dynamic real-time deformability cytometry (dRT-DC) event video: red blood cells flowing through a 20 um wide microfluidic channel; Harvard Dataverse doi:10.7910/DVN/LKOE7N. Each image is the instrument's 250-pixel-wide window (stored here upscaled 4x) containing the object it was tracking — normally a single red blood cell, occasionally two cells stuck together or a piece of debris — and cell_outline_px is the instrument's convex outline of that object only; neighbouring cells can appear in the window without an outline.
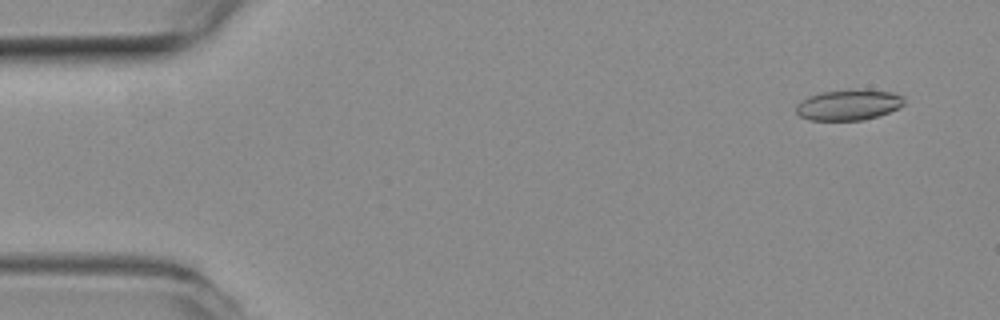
{"species": "common noctule bat (a hibernating species)", "species_latin": "Nyctalus noctula", "temperature_condition": "room temperature", "stored_images_in_passage": 56, "camera_frame_rate_fps": 3000, "um_per_image_px": 0.085, "animal": {"sex": "female", "body_mass_g": 19.3, "forearm_length_mm": 54.1}, "frame": {"image": 1, "passage_image": 4, "time_ms": 1.0, "image_size_px": [1000, 320], "cell_outline_px": [[904, 104], [900, 108], [864, 120], [808, 120], [800, 116], [796, 112], [796, 104], [800, 100], [808, 96], [820, 92], [892, 92], [904, 96]], "centroid_in_image_um": [72.08, 8.96], "position_along_channel_um": 12.9, "area_um2": 18.61}}
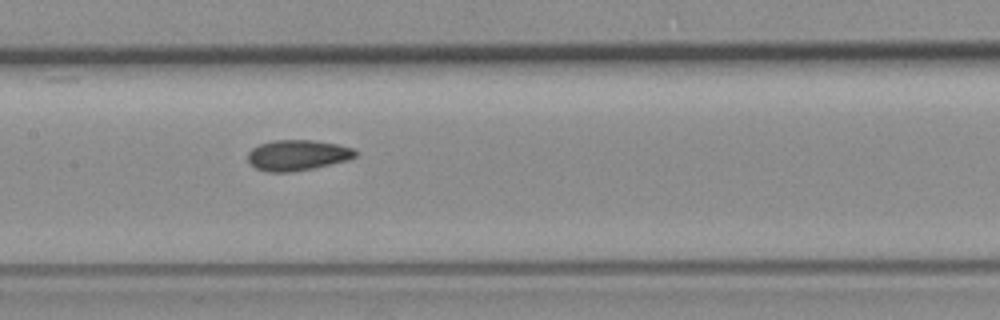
{"frame": {"image": 2, "passage_image": 27, "time_ms": 8.667, "image_size_px": [1000, 320], "cell_outline_px": [[356, 156], [348, 160], [312, 168], [292, 172], [268, 172], [256, 168], [248, 160], [248, 152], [252, 148], [260, 144], [272, 140], [312, 140], [336, 144], [352, 148], [356, 152]], "centroid_in_image_um": [25.26, 13.19], "position_along_channel_um": 182.1, "area_um2": 19.02}}
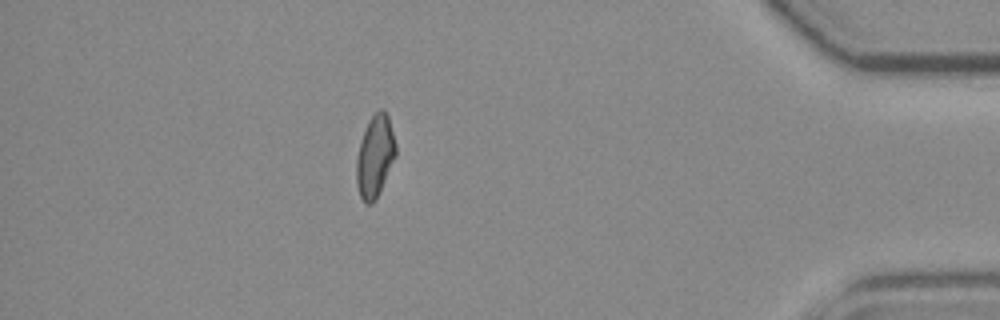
{"frame": {"image": 3, "passage_image": 49, "time_ms": 16.0, "image_size_px": [1000, 320], "cell_outline_px": [[396, 156], [380, 192], [376, 200], [372, 204], [364, 204], [360, 196], [356, 184], [356, 160], [360, 144], [368, 120], [380, 108], [384, 108], [388, 116], [396, 144]], "centroid_in_image_um": [31.88, 13.31], "position_along_channel_um": 403.3, "area_um2": 18.9}, "authors_computed_cell_mechanics": {"area_um2": 18.9006, "velocity_mm_per_s": 3.693, "shape_relaxation_time_tau1_ms": null, "shape_relaxation_time_tau2_ms": 3.2457, "deformation_change_tau1": null, "deformation_change_tau2": 0.0814}}